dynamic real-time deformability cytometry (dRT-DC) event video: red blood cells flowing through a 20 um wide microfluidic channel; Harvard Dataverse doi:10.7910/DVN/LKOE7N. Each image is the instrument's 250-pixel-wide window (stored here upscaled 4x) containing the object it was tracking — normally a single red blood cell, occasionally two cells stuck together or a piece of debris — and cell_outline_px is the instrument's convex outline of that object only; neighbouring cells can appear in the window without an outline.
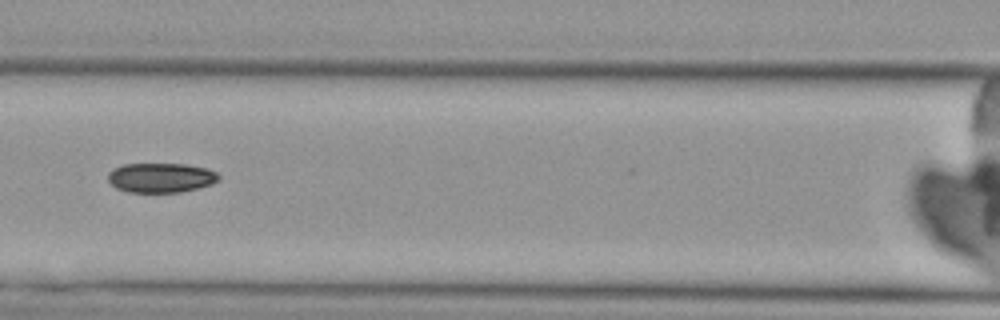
{"species": "Egyptian fruit bat (a non-hibernating species)", "species_latin": "Rousettus aegyptiacus", "temperature_condition": "cold", "stored_images_in_passage": 10, "camera_frame_rate_fps": 3000, "um_per_image_px": 0.085, "animal": {"sex": "female"}, "frame": {"image": 1, "passage_image": 7, "time_ms": 8.333, "image_size_px": [1000, 320], "cell_outline_px": [[220, 180], [212, 184], [180, 192], [128, 192], [116, 188], [108, 180], [108, 172], [112, 168], [124, 164], [184, 164], [208, 168], [216, 172], [220, 176]], "centroid_in_image_um": [13.67, 15.1], "position_along_channel_um": 152.9, "area_um2": 19.19}}
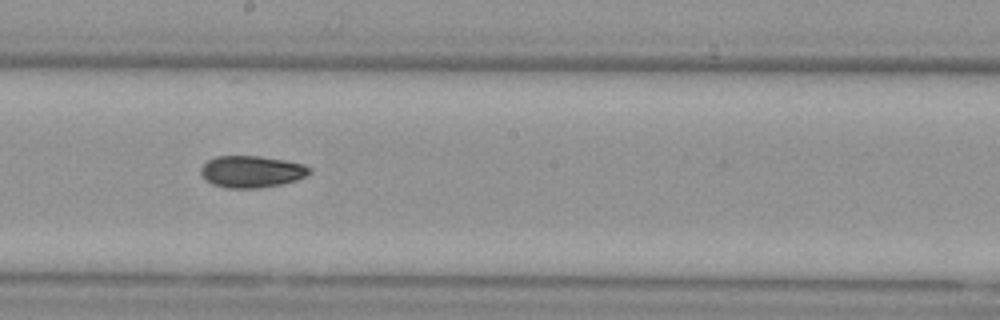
{"frame": {"image": 2, "passage_image": 9, "time_ms": 10.333, "image_size_px": [1000, 320], "cell_outline_px": [[312, 172], [308, 176], [296, 180], [280, 184], [260, 188], [228, 188], [212, 184], [204, 180], [200, 172], [200, 168], [208, 160], [216, 156], [260, 156], [284, 160], [304, 164], [312, 168]], "centroid_in_image_um": [21.4, 14.59], "position_along_channel_um": 226.8, "area_um2": 20.35}}
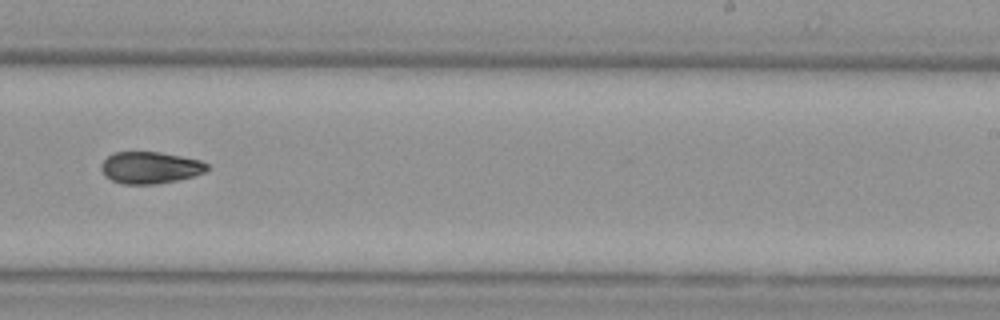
{"frame": {"image": 3, "passage_image": 10, "time_ms": 11.667, "image_size_px": [1000, 320], "cell_outline_px": [[208, 168], [204, 172], [192, 176], [176, 180], [156, 184], [124, 184], [112, 180], [104, 176], [100, 168], [100, 164], [112, 152], [160, 152], [200, 160], [208, 164]], "centroid_in_image_um": [12.72, 14.24], "position_along_channel_um": 276.3, "area_um2": 19.59}}